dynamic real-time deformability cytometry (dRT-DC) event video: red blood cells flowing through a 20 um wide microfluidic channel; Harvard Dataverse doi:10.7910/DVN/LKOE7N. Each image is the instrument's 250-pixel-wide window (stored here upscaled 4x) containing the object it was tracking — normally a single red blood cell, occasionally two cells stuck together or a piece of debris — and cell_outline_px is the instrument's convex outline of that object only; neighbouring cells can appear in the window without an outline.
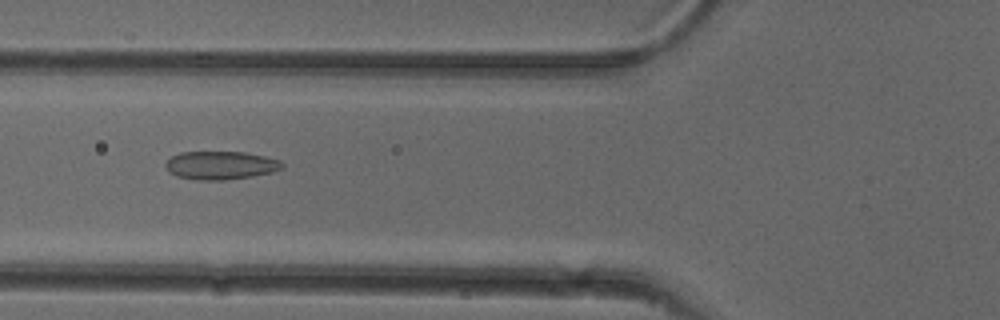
{"species": "common noctule bat (a hibernating species)", "species_latin": "Nyctalus noctula", "temperature_condition": "cold", "stored_images_in_passage": 37, "camera_frame_rate_fps": 3000, "um_per_image_px": 0.085, "animal": {"sex": "female"}, "frame": {"image": 1, "passage_image": 4, "time_ms": 1.0, "image_size_px": [1000, 320], "cell_outline_px": [[284, 168], [272, 172], [252, 176], [224, 180], [196, 180], [176, 176], [168, 172], [164, 164], [172, 156], [180, 152], [244, 152], [264, 156], [280, 160], [284, 164]], "centroid_in_image_um": [18.75, 14.05], "position_along_channel_um": 107.1, "area_um2": 19.31}}
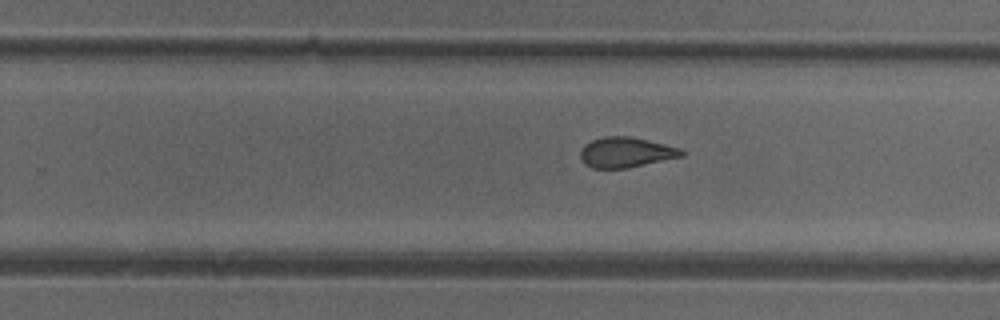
{"frame": {"image": 2, "passage_image": 17, "time_ms": 5.333, "image_size_px": [1000, 320], "cell_outline_px": [[684, 156], [628, 168], [592, 168], [584, 164], [580, 156], [580, 148], [584, 144], [592, 140], [604, 136], [628, 136], [648, 140], [680, 148], [684, 152]], "centroid_in_image_um": [53.17, 12.95], "position_along_channel_um": 276.6, "area_um2": 17.92}}
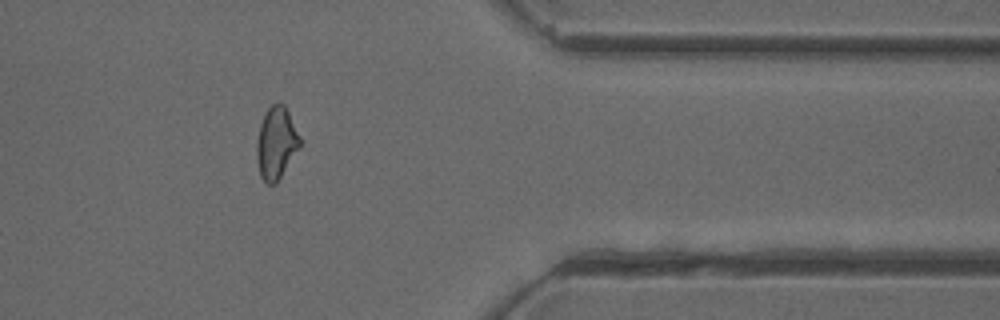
{"frame": {"image": 3, "passage_image": 27, "time_ms": 8.667, "image_size_px": [1000, 320], "cell_outline_px": [[300, 144], [276, 184], [268, 184], [260, 176], [256, 160], [256, 144], [260, 124], [268, 108], [272, 104], [284, 104], [300, 136]], "centroid_in_image_um": [23.45, 12.17], "position_along_channel_um": 388.0, "area_um2": 17.8}, "authors_computed_cell_mechanics": {"area_um2": 18.496, "velocity_mm_per_s": 3.9103, "shape_relaxation_time_tau1_ms": null, "shape_relaxation_time_tau2_ms": 1.5821, "deformation_change_tau1": null, "deformation_change_tau2": 0.0735}}